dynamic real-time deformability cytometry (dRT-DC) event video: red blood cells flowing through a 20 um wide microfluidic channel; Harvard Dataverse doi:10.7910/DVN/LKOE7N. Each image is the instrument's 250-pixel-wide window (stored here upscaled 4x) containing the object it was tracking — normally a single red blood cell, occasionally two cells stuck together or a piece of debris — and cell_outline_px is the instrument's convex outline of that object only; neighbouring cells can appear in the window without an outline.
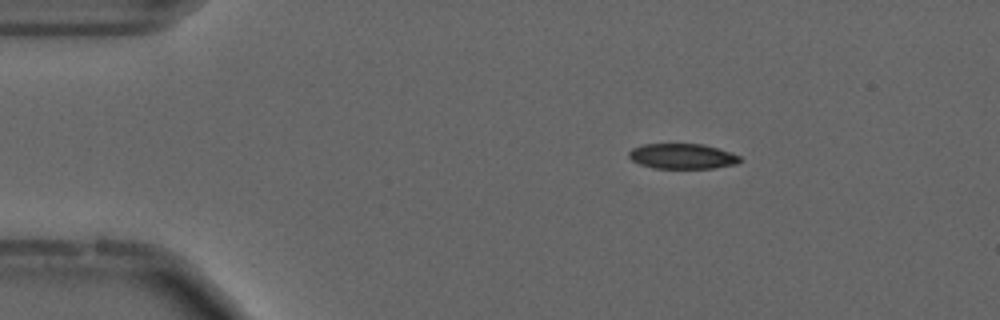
{"species": "common noctule bat (a hibernating species)", "species_latin": "Nyctalus noctula", "temperature_condition": "cold", "stored_images_in_passage": 55, "camera_frame_rate_fps": 3000, "um_per_image_px": 0.085, "animal": {"sex": "male", "forearm_length_mm": 52.5}, "frame": {"image": 1, "passage_image": 9, "time_ms": 2.667, "image_size_px": [1000, 320], "cell_outline_px": [[740, 160], [736, 164], [712, 168], [652, 168], [640, 164], [632, 160], [628, 156], [628, 152], [632, 148], [644, 144], [704, 144], [740, 156]], "centroid_in_image_um": [57.95, 13.28], "position_along_channel_um": 27.1, "area_um2": 16.18}}
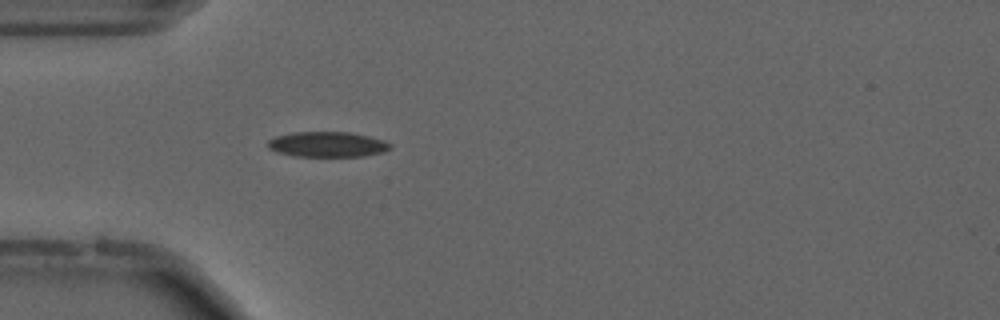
{"frame": {"image": 2, "passage_image": 16, "time_ms": 5.0, "image_size_px": [1000, 320], "cell_outline_px": [[392, 148], [384, 152], [364, 156], [292, 156], [276, 152], [268, 148], [268, 140], [276, 136], [292, 132], [348, 132], [368, 136], [384, 140], [392, 144]], "centroid_in_image_um": [27.83, 12.27], "position_along_channel_um": 57.2, "area_um2": 18.15}, "authors_computed_cell_mechanics": {"area_um2": 17.051, "velocity_mm_per_s": 3.7068, "shape_relaxation_time_tau1_ms": null, "shape_relaxation_time_tau2_ms": 3.9746, "deformation_change_tau1": null, "deformation_change_tau2": 0.1018}}